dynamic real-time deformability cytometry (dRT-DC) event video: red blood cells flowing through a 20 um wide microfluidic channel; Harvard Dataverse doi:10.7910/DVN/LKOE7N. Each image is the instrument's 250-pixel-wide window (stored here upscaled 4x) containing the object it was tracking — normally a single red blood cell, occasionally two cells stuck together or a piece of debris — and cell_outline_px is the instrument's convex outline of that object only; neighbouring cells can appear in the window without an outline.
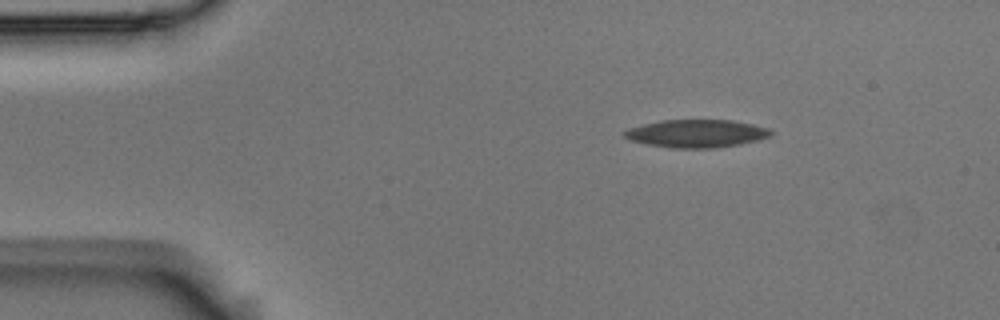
{"species": "Egyptian fruit bat (a non-hibernating species)", "species_latin": "Rousettus aegyptiacus", "temperature_condition": "room temperature", "stored_images_in_passage": 3, "camera_frame_rate_fps": 3000, "um_per_image_px": 0.085, "animal": {"sex": "male"}, "frame": {"image": 1, "passage_image": 1, "time_ms": 0.0, "image_size_px": [1000, 320], "cell_outline_px": [[776, 132], [772, 136], [740, 144], [712, 148], [672, 148], [644, 144], [632, 140], [624, 136], [624, 132], [628, 128], [660, 120], [732, 120], [752, 124], [768, 128]], "centroid_in_image_um": [59.23, 11.35], "position_along_channel_um": 25.8, "area_um2": 23.81}}